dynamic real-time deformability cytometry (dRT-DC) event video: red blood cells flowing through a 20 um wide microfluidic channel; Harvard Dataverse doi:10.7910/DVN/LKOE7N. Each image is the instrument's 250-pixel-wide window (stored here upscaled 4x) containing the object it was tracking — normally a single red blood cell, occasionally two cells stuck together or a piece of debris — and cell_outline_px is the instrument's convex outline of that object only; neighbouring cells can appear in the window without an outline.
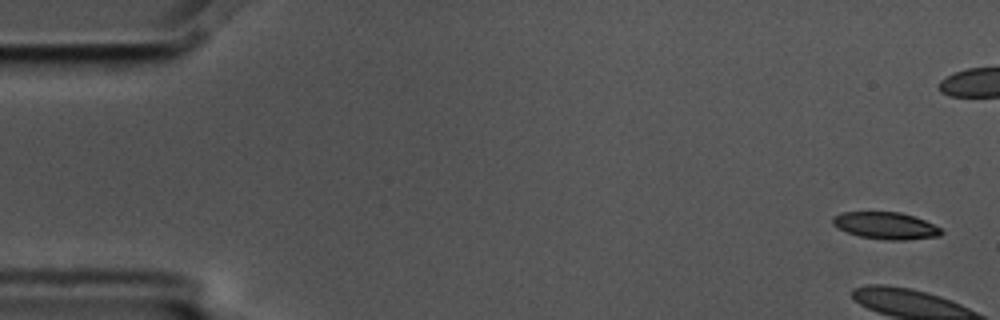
{"species": "common noctule bat (a hibernating species)", "species_latin": "Nyctalus noctula", "temperature_condition": "cold", "stored_images_in_passage": 6, "camera_frame_rate_fps": 3000, "um_per_image_px": 0.085, "animal": {"sex": "male", "body_mass_g": 17.5, "forearm_length_mm": 52.3}, "frame": {"image": 1, "passage_image": 1, "time_ms": 0.0, "image_size_px": [1000, 320], "cell_outline_px": [[944, 232], [940, 236], [904, 240], [884, 240], [860, 236], [836, 228], [832, 224], [832, 216], [840, 212], [900, 212], [924, 220], [940, 228]], "centroid_in_image_um": [75.25, 19.18], "position_along_channel_um": 9.8, "area_um2": 17.11}}